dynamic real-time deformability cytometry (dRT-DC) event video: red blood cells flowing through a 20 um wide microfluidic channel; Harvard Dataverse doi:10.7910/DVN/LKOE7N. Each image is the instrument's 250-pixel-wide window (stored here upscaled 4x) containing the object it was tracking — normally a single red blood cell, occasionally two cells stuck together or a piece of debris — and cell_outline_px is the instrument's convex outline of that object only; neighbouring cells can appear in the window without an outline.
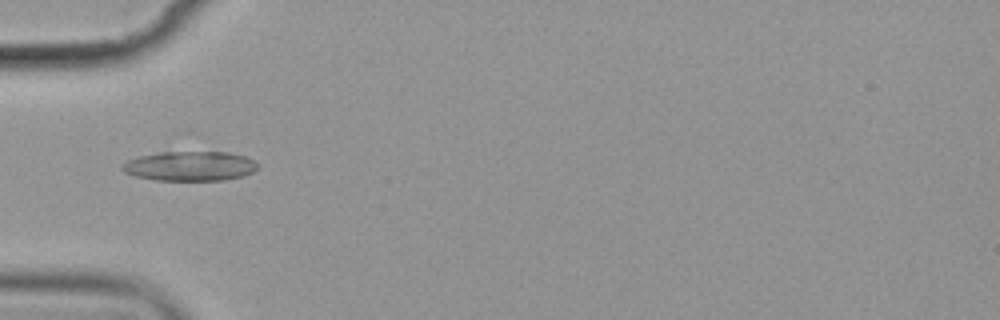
{"species": "common noctule bat (a hibernating species)", "species_latin": "Nyctalus noctula", "temperature_condition": "cold", "stored_images_in_passage": 10, "camera_frame_rate_fps": 3000, "um_per_image_px": 0.085, "animal": {"sex": "female", "body_mass_g": 19.9}, "frame": {"image": 1, "passage_image": 4, "time_ms": 4.333, "image_size_px": [1000, 320], "cell_outline_px": [[256, 168], [252, 172], [240, 176], [224, 180], [156, 180], [136, 176], [124, 172], [120, 168], [120, 164], [128, 160], [140, 156], [160, 152], [200, 148], [228, 152], [244, 156], [252, 160], [256, 164]], "centroid_in_image_um": [16.11, 14.06], "position_along_channel_um": 68.9, "area_um2": 24.1}}
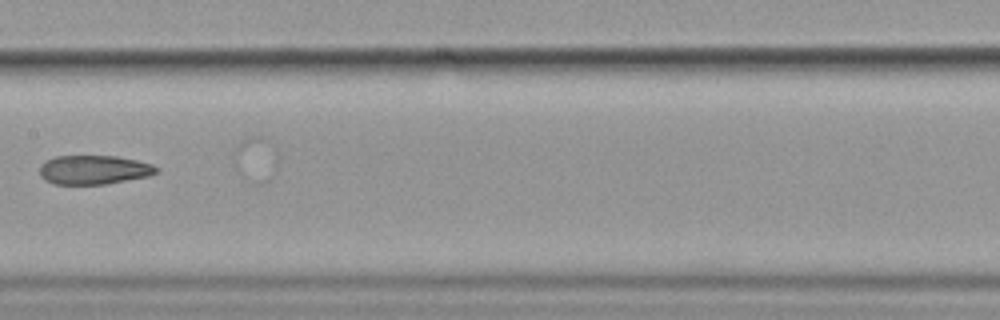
{"frame": {"image": 2, "passage_image": 7, "time_ms": 8.0, "image_size_px": [1000, 320], "cell_outline_px": [[160, 168], [156, 172], [148, 176], [104, 184], [52, 184], [44, 180], [40, 176], [40, 164], [44, 160], [56, 156], [116, 156], [136, 160], [152, 164]], "centroid_in_image_um": [7.93, 14.43], "position_along_channel_um": 199.5, "area_um2": 19.83}}
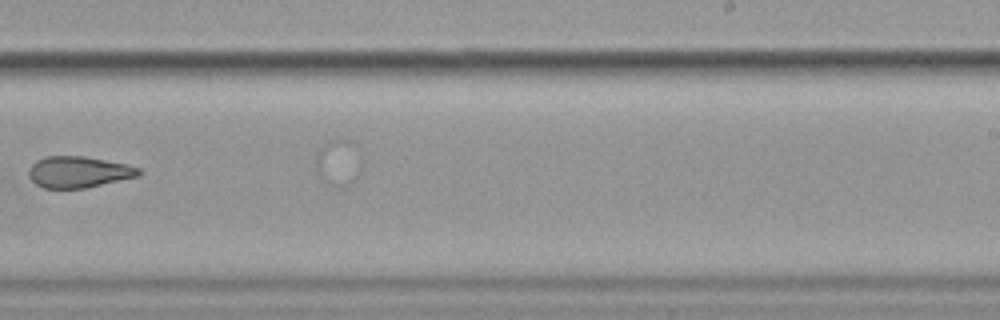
{"frame": {"image": 3, "passage_image": 9, "time_ms": 10.333, "image_size_px": [1000, 320], "cell_outline_px": [[144, 172], [140, 176], [88, 188], [44, 188], [36, 184], [28, 176], [28, 168], [36, 160], [44, 156], [84, 156], [124, 164], [140, 168]], "centroid_in_image_um": [6.69, 14.62], "position_along_channel_um": 282.3, "area_um2": 20.29}}